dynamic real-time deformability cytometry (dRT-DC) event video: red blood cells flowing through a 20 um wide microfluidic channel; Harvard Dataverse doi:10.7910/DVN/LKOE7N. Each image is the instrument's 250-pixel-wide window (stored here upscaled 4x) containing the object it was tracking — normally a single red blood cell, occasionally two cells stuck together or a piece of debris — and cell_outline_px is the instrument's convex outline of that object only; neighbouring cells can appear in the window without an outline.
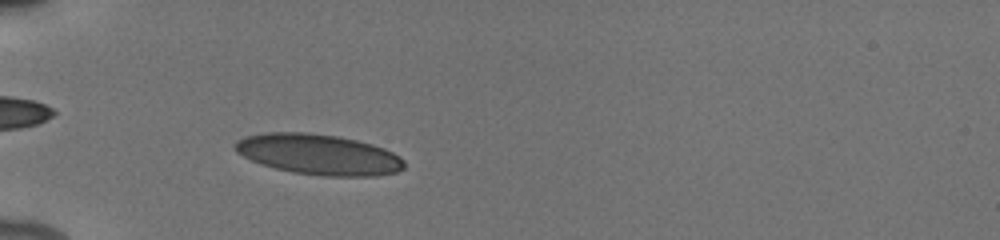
{"species": "human", "species_latin": "Homo sapiens", "temperature_condition": "cold", "stored_images_in_passage": 45, "camera_frame_rate_fps": 3000, "um_per_image_px": 0.085, "donor": {"sex": "male"}, "frame": {"image": 1, "passage_image": 9, "time_ms": 2.667, "image_size_px": [1000, 240], "cell_outline_px": [[404, 168], [396, 172], [376, 176], [324, 176], [292, 172], [260, 164], [236, 152], [232, 148], [232, 144], [236, 140], [244, 136], [264, 132], [308, 132], [336, 136], [356, 140], [372, 144], [384, 148], [400, 156], [404, 160]], "centroid_in_image_um": [27.04, 13.12], "position_along_channel_um": 58.0, "area_um2": 40.23}}
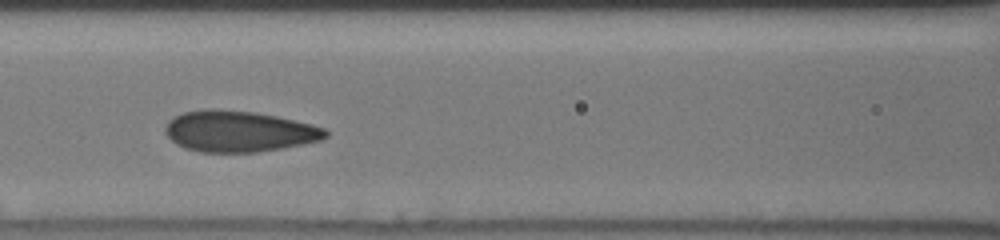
{"frame": {"image": 2, "passage_image": 17, "time_ms": 5.333, "image_size_px": [1000, 240], "cell_outline_px": [[328, 136], [320, 140], [304, 144], [256, 152], [200, 152], [184, 148], [176, 144], [164, 132], [164, 128], [168, 120], [184, 112], [208, 108], [220, 108], [256, 112], [276, 116], [312, 124], [324, 128], [328, 132]], "centroid_in_image_um": [20.28, 11.15], "position_along_channel_um": 146.3, "area_um2": 38.55}}
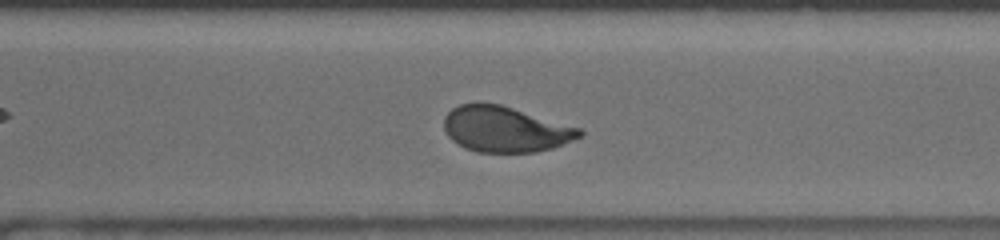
{"frame": {"image": 3, "passage_image": 31, "time_ms": 10.0, "image_size_px": [1000, 240], "cell_outline_px": [[584, 136], [552, 148], [536, 152], [476, 152], [464, 148], [452, 140], [448, 136], [444, 128], [444, 116], [452, 108], [460, 104], [476, 100], [480, 100], [500, 104], [580, 128], [584, 132]], "centroid_in_image_um": [42.91, 10.96], "position_along_channel_um": 327.7, "area_um2": 36.53}, "authors_computed_cell_mechanics": {"area_um2": 36.992, "velocity_mm_per_s": 3.9013, "shape_relaxation_time_tau1_ms": 7.5626, "shape_relaxation_time_tau2_ms": null, "deformation_change_tau1": 0.1851, "deformation_change_tau2": null}}